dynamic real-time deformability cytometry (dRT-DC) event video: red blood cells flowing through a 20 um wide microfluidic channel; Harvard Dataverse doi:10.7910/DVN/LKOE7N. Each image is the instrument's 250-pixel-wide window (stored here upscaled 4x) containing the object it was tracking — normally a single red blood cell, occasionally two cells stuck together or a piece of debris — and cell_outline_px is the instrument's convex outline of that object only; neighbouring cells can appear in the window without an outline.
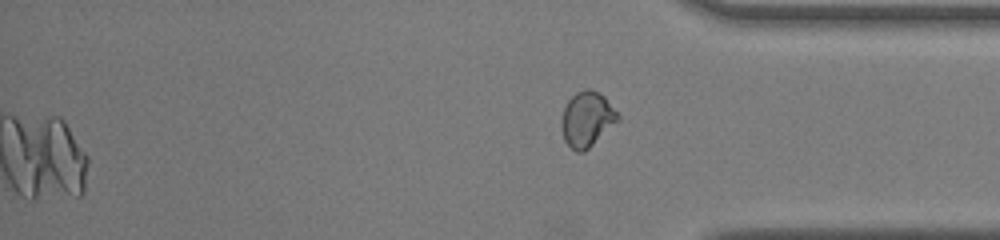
{"species": "common noctule bat (a hibernating species)", "species_latin": "Nyctalus noctula", "temperature_condition": "room temperature", "stored_images_in_passage": 34, "camera_frame_rate_fps": 3000, "um_per_image_px": 0.085, "animal": {"sex": "female", "body_mass_g": 22.0, "forearm_length_mm": 56.7}, "frame": {"image": 1, "passage_image": 34, "time_ms": 11.0, "image_size_px": [1000, 240], "cell_outline_px": [[620, 120], [584, 152], [576, 152], [564, 140], [560, 124], [564, 108], [568, 100], [576, 92], [588, 88], [604, 96], [620, 116]], "centroid_in_image_um": [49.89, 10.14], "position_along_channel_um": 385.3, "area_um2": 18.03}, "authors_computed_cell_mechanics": {"area_um2": 16.3863, "velocity_mm_per_s": 4.0568, "shape_relaxation_time_tau1_ms": 4.8235, "shape_relaxation_time_tau2_ms": null, "deformation_change_tau1": 0.1015, "deformation_change_tau2": null}}